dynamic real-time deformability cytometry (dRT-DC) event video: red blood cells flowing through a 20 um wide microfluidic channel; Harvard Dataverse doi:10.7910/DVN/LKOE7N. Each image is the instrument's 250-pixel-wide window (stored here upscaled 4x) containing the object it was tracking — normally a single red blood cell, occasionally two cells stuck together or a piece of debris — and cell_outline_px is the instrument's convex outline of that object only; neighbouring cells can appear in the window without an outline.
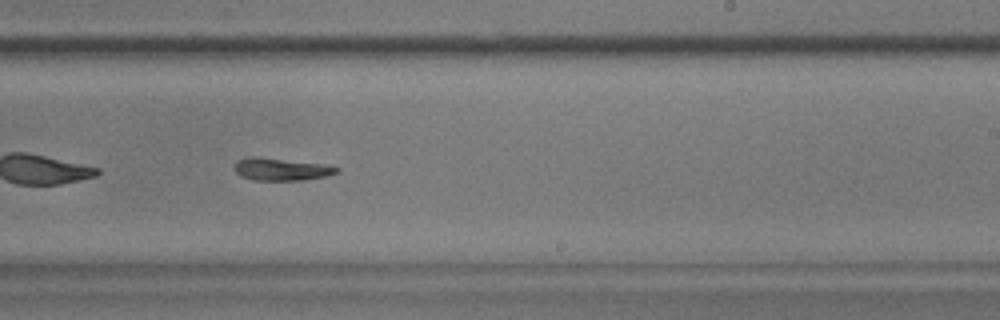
{"species": "common noctule bat (a hibernating species)", "species_latin": "Nyctalus noctula", "temperature_condition": "warm", "stored_images_in_passage": 40, "camera_frame_rate_fps": 3000, "um_per_image_px": 0.085, "animal": {"sex": "male", "body_mass_g": 17.9}, "frame": {"image": 1, "passage_image": 18, "time_ms": 5.667, "image_size_px": [1000, 320], "cell_outline_px": [[340, 172], [324, 176], [300, 180], [252, 180], [240, 176], [236, 172], [236, 160], [244, 156], [252, 156], [324, 164], [340, 168]], "centroid_in_image_um": [23.87, 14.38], "position_along_channel_um": 265.1, "area_um2": 13.29}}
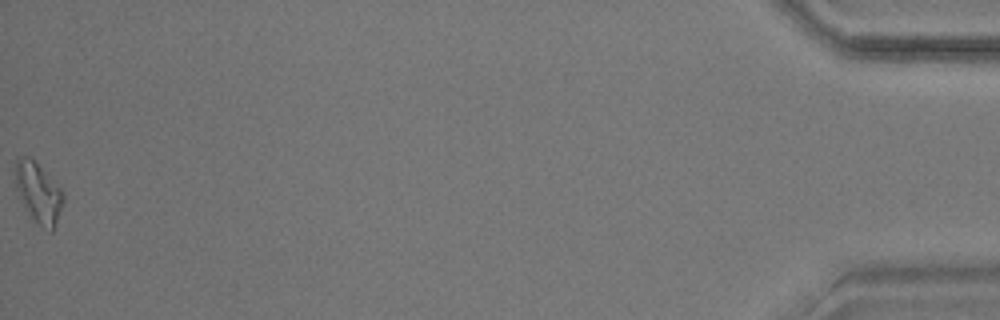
{"frame": {"image": 2, "passage_image": 40, "time_ms": 13.0, "image_size_px": [1000, 320], "cell_outline_px": [[64, 200], [56, 224], [52, 232], [48, 232], [24, 208], [16, 188], [16, 156], [28, 156], [64, 192]], "centroid_in_image_um": [3.27, 16.41], "position_along_channel_um": 431.9, "area_um2": 16.36}, "authors_computed_cell_mechanics": {"area_um2": 13.9876, "velocity_mm_per_s": 3.614, "shape_relaxation_time_tau1_ms": null, "shape_relaxation_time_tau2_ms": 6.6255, "deformation_change_tau1": null, "deformation_change_tau2": 0.182}}